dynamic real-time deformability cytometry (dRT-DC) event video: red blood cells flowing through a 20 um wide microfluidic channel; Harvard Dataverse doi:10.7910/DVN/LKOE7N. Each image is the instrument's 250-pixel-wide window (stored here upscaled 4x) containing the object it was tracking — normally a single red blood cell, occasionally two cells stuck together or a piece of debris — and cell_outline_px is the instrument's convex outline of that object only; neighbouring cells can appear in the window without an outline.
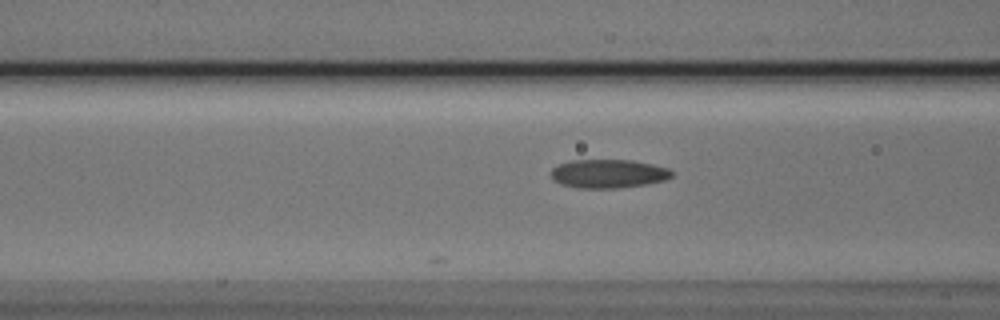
{"species": "Egyptian fruit bat (a non-hibernating species)", "species_latin": "Rousettus aegyptiacus", "temperature_condition": "cold", "stored_images_in_passage": 10, "camera_frame_rate_fps": 3000, "um_per_image_px": 0.085, "animal": {"sex": "male"}, "frame": {"image": 1, "passage_image": 7, "time_ms": 2.0, "image_size_px": [1000, 320], "cell_outline_px": [[672, 176], [664, 180], [644, 184], [616, 188], [580, 188], [560, 184], [552, 180], [552, 168], [560, 164], [572, 160], [632, 160], [652, 164], [668, 168], [672, 172]], "centroid_in_image_um": [51.68, 14.76], "position_along_channel_um": 114.9, "area_um2": 20.0}}